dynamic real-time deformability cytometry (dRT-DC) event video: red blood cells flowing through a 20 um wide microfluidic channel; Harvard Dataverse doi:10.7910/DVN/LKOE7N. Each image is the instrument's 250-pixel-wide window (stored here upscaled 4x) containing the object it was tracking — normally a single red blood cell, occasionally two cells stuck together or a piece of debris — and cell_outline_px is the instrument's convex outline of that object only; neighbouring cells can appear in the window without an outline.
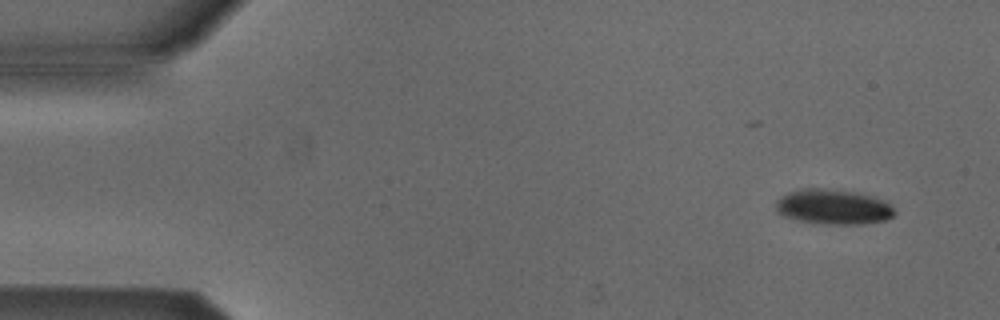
{"species": "Egyptian fruit bat (a non-hibernating species)", "species_latin": "Rousettus aegyptiacus", "temperature_condition": "cold", "stored_images_in_passage": 5, "camera_frame_rate_fps": 3000, "um_per_image_px": 0.085, "animal": {"sex": "male"}, "frame": {"image": 1, "passage_image": 1, "time_ms": 0.0, "image_size_px": [1000, 320], "cell_outline_px": [[896, 212], [892, 216], [884, 220], [860, 224], [828, 224], [800, 220], [788, 216], [780, 212], [776, 208], [776, 200], [780, 196], [788, 192], [808, 188], [824, 188], [856, 192], [872, 196], [884, 200]], "centroid_in_image_um": [70.84, 17.57], "position_along_channel_um": 14.2, "area_um2": 23.81}}